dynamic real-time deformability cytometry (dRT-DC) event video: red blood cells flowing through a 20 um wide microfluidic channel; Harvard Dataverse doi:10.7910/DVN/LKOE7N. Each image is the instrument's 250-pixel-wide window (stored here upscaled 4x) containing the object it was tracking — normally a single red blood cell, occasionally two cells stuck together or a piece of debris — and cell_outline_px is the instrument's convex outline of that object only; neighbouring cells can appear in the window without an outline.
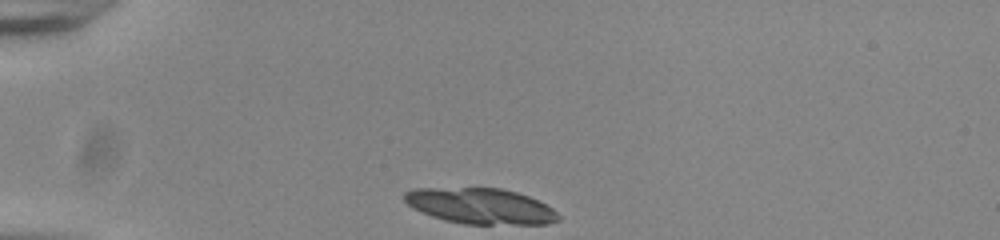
{"species": "common noctule bat (a hibernating species)", "species_latin": "Nyctalus noctula", "temperature_condition": "room temperature", "stored_images_in_passage": 35, "camera_frame_rate_fps": 3000, "um_per_image_px": 0.085, "animal": {"sex": "male", "body_mass_g": 20.0, "forearm_length_mm": 53.3}, "frame": {"image": 1, "passage_image": 1, "time_ms": 0.0, "image_size_px": [1000, 240], "cell_outline_px": [[560, 220], [548, 224], [464, 224], [444, 220], [432, 216], [412, 208], [404, 200], [404, 192], [416, 188], [500, 188], [516, 192], [528, 196], [552, 208], [560, 216]], "centroid_in_image_um": [40.83, 17.52], "position_along_channel_um": 44.2, "area_um2": 31.96}, "authors_computed_cell_mechanics": {"area_um2": 16.6464, "velocity_mm_per_s": 3.8342, "shape_relaxation_time_tau1_ms": 3.8031, "shape_relaxation_time_tau2_ms": 4.8083, "deformation_change_tau1": 0.0889, "deformation_change_tau2": 0.0753}}